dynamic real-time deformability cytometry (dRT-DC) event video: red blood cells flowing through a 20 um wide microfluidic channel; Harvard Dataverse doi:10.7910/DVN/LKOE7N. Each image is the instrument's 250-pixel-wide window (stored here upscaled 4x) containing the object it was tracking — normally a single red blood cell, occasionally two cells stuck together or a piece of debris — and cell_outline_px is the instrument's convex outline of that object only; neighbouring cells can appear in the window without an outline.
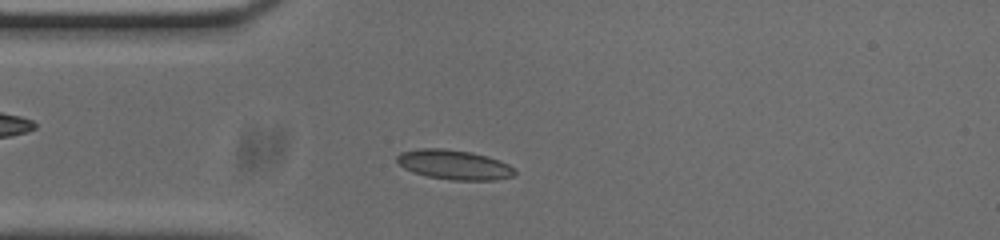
{"species": "common noctule bat (a hibernating species)", "species_latin": "Nyctalus noctula", "temperature_condition": "cold", "stored_images_in_passage": 48, "camera_frame_rate_fps": 3000, "um_per_image_px": 0.085, "animal": {"sex": "male", "body_mass_g": 20.0, "forearm_length_mm": 53.3}, "frame": {"image": 1, "passage_image": 7, "time_ms": 2.0, "image_size_px": [1000, 240], "cell_outline_px": [[516, 172], [512, 176], [496, 180], [452, 180], [428, 176], [412, 172], [404, 168], [396, 160], [396, 156], [400, 152], [420, 148], [444, 148], [472, 152], [488, 156], [500, 160], [508, 164]], "centroid_in_image_um": [38.58, 13.99], "position_along_channel_um": 46.4, "area_um2": 20.4}}
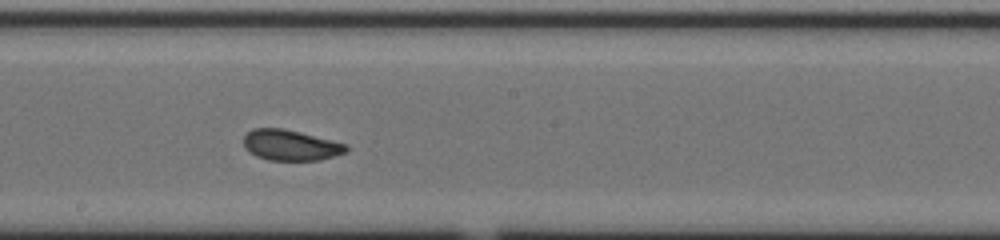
{"frame": {"image": 2, "passage_image": 22, "time_ms": 7.0, "image_size_px": [1000, 240], "cell_outline_px": [[348, 152], [320, 160], [268, 160], [256, 156], [244, 148], [244, 136], [252, 128], [284, 128], [348, 144]], "centroid_in_image_um": [24.71, 12.34], "position_along_channel_um": 223.5, "area_um2": 18.44}}
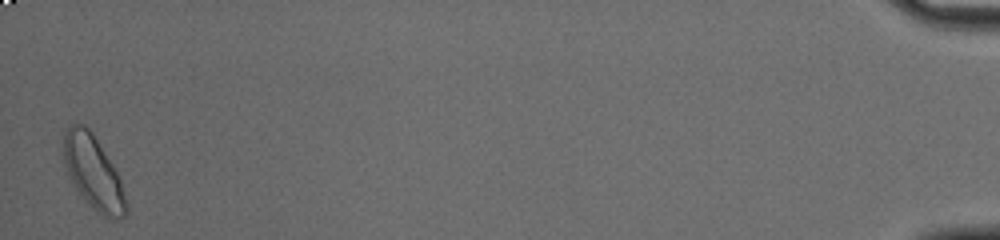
{"frame": {"image": 3, "passage_image": 47, "time_ms": 15.333, "image_size_px": [1000, 240], "cell_outline_px": [[128, 212], [124, 216], [116, 220], [108, 220], [84, 200], [80, 196], [68, 176], [64, 164], [64, 132], [72, 124], [84, 124], [92, 132], [112, 164], [120, 180], [128, 204]], "centroid_in_image_um": [7.94, 14.71], "position_along_channel_um": 427.3, "area_um2": 26.7}, "authors_computed_cell_mechanics": {"area_um2": 19.1896, "velocity_mm_per_s": 3.7024, "shape_relaxation_time_tau1_ms": 6.3143, "shape_relaxation_time_tau2_ms": 1.1336, "deformation_change_tau1": 0.1264, "deformation_change_tau2": 0.0483}}